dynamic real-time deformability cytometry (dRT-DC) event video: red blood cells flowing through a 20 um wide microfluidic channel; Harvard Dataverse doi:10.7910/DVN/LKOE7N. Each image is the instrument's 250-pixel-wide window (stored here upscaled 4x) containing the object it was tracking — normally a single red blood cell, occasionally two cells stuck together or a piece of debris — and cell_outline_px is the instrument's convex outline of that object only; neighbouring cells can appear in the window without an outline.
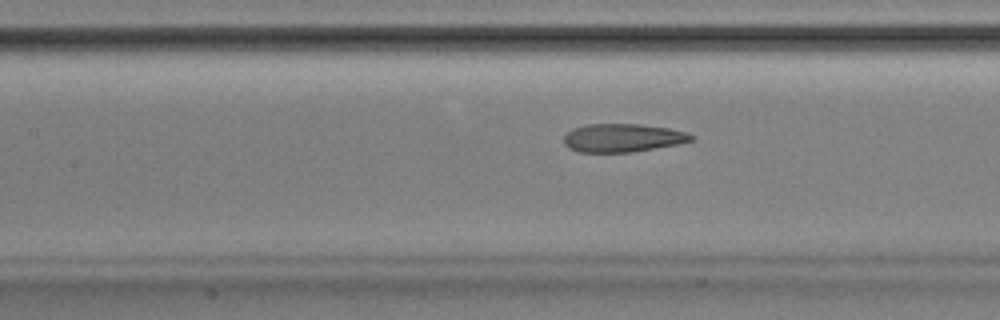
{"species": "Egyptian fruit bat (a non-hibernating species)", "species_latin": "Rousettus aegyptiacus", "temperature_condition": "room temperature", "stored_images_in_passage": 39, "camera_frame_rate_fps": 3000, "um_per_image_px": 0.085, "animal": {"sex": "male"}, "frame": {"image": 1, "passage_image": 11, "time_ms": 3.333, "image_size_px": [1000, 320], "cell_outline_px": [[696, 140], [676, 144], [632, 152], [580, 152], [568, 148], [564, 144], [564, 136], [572, 128], [588, 124], [640, 124], [668, 128], [688, 132], [696, 136]], "centroid_in_image_um": [52.95, 11.71], "position_along_channel_um": 154.5, "area_um2": 21.1}}
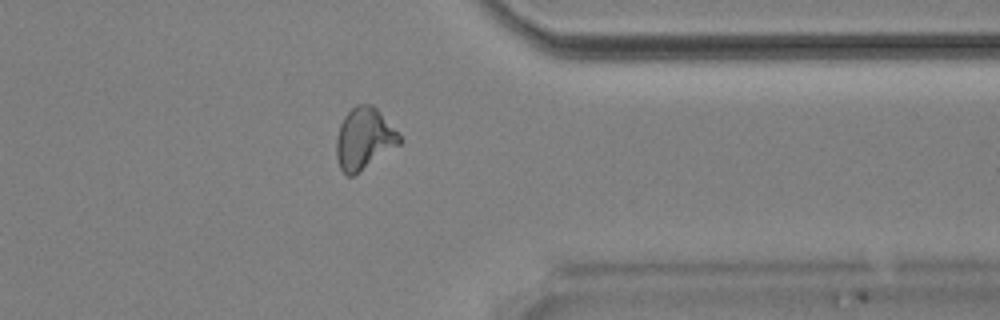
{"frame": {"image": 2, "passage_image": 29, "time_ms": 9.333, "image_size_px": [1000, 320], "cell_outline_px": [[404, 140], [400, 144], [352, 176], [348, 176], [340, 168], [336, 156], [336, 140], [340, 124], [344, 116], [356, 104], [372, 104], [376, 108]], "centroid_in_image_um": [30.93, 11.77], "position_along_channel_um": 380.5, "area_um2": 22.31}}
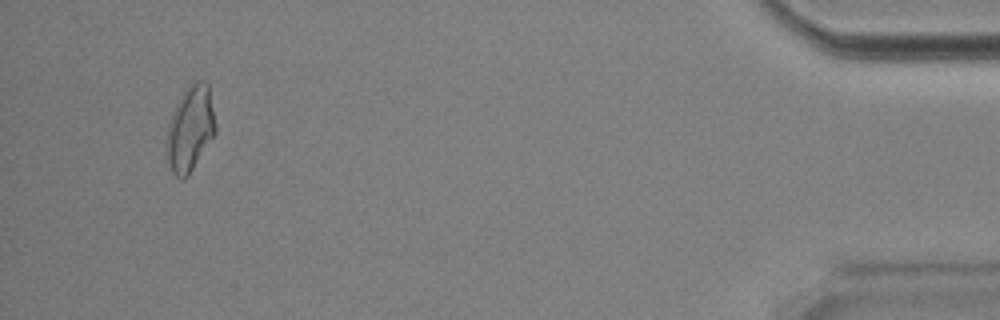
{"frame": {"image": 3, "passage_image": 37, "time_ms": 12.0, "image_size_px": [1000, 320], "cell_outline_px": [[216, 132], [188, 176], [180, 180], [172, 172], [168, 164], [164, 152], [168, 124], [172, 112], [180, 96], [188, 84], [196, 80], [204, 80], [208, 84], [216, 124]], "centroid_in_image_um": [16.14, 10.94], "position_along_channel_um": 419.1, "area_um2": 24.68}, "authors_computed_cell_mechanics": {"area_um2": 21.8484, "velocity_mm_per_s": 3.8978, "shape_relaxation_time_tau1_ms": 11.3448, "shape_relaxation_time_tau2_ms": 2.3318, "deformation_change_tau1": 0.2703, "deformation_change_tau2": 0.0842}}